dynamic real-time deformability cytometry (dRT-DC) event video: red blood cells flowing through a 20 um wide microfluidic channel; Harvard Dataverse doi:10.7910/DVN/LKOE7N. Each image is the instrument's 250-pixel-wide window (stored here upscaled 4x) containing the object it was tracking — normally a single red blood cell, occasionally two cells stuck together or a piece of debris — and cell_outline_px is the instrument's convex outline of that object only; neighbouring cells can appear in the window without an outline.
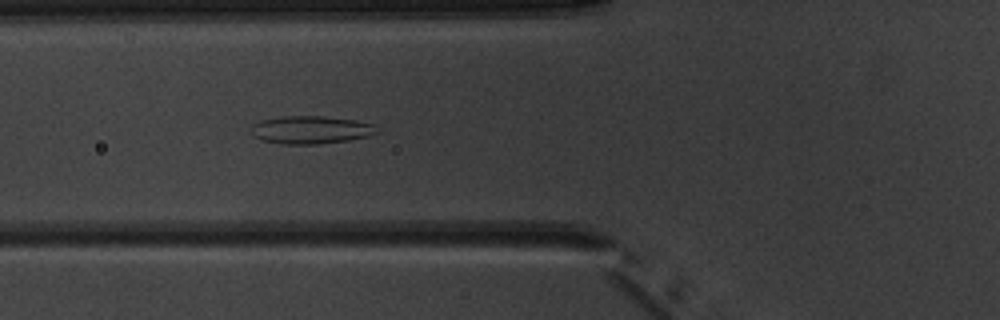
{"species": "common noctule bat (a hibernating species)", "species_latin": "Nyctalus noctula", "temperature_condition": "warm", "stored_images_in_passage": 6, "camera_frame_rate_fps": 3000, "um_per_image_px": 0.085, "animal": {"sex": "male", "body_mass_g": 20.1, "forearm_length_mm": 53.5}, "frame": {"image": 1, "passage_image": 6, "time_ms": 6.0, "image_size_px": [1000, 320], "cell_outline_px": [[380, 132], [368, 136], [348, 140], [316, 144], [280, 144], [264, 140], [252, 136], [252, 124], [260, 120], [284, 116], [324, 116], [356, 120], [372, 124]], "centroid_in_image_um": [26.41, 11.03], "position_along_channel_um": 99.4, "area_um2": 20.4}}